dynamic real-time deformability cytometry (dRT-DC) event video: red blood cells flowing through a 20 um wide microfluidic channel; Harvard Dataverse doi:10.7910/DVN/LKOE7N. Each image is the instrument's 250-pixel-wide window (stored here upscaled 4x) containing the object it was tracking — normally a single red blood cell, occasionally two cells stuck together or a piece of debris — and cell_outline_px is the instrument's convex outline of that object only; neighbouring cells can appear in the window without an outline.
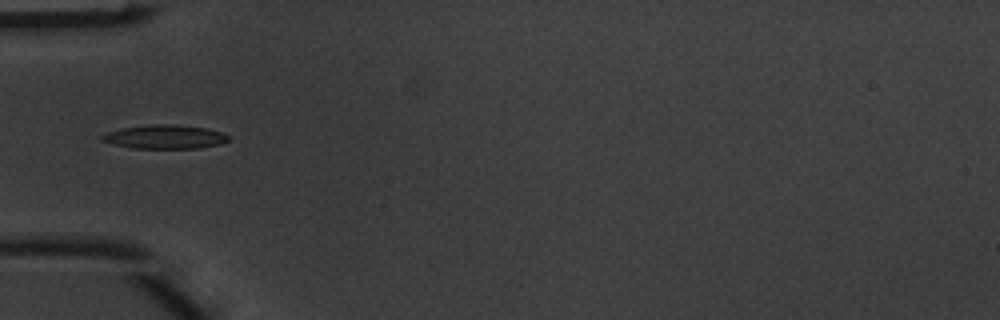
{"species": "common noctule bat (a hibernating species)", "species_latin": "Nyctalus noctula", "temperature_condition": "warm", "stored_images_in_passage": 3, "camera_frame_rate_fps": 3000, "um_per_image_px": 0.085, "animal": {"sex": "male", "body_mass_g": 20.1, "forearm_length_mm": 53.5}, "frame": {"image": 1, "passage_image": 3, "time_ms": 0.667, "image_size_px": [1000, 320], "cell_outline_px": [[232, 136], [228, 140], [220, 144], [200, 148], [132, 148], [100, 140], [100, 136], [108, 132], [120, 128], [148, 124], [176, 124], [208, 128], [224, 132]], "centroid_in_image_um": [14.07, 11.61], "position_along_channel_um": 70.9, "area_um2": 17.8}}